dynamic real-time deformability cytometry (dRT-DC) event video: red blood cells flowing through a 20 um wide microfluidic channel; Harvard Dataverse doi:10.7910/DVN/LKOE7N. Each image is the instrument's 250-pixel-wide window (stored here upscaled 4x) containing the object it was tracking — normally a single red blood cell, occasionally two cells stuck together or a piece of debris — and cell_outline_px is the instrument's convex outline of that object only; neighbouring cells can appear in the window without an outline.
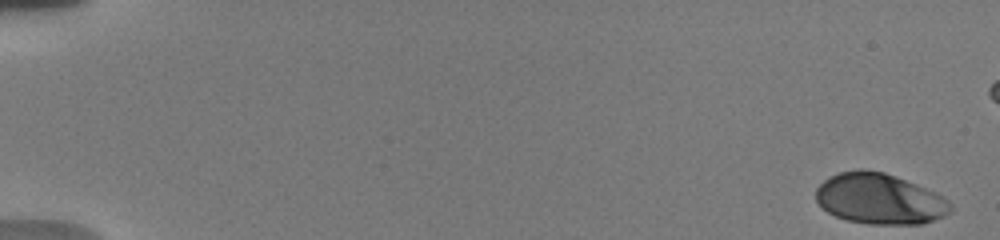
{"species": "human", "species_latin": "Homo sapiens", "temperature_condition": "warm", "stored_images_in_passage": 9, "segment_of_instrument_passage": [1, 2], "camera_frame_rate_fps": 3000, "um_per_image_px": 0.085, "donor": {"sex": "male"}, "frame": {"image": 1, "passage_image": 1, "time_ms": 0.0, "image_size_px": [1000, 240], "cell_outline_px": [[952, 212], [944, 216], [920, 224], [868, 224], [844, 220], [820, 208], [816, 200], [816, 188], [828, 176], [840, 172], [860, 168], [884, 172], [896, 176], [916, 184], [944, 196], [952, 204]], "centroid_in_image_um": [74.75, 16.9], "position_along_channel_um": 10.3, "area_um2": 40.17}}
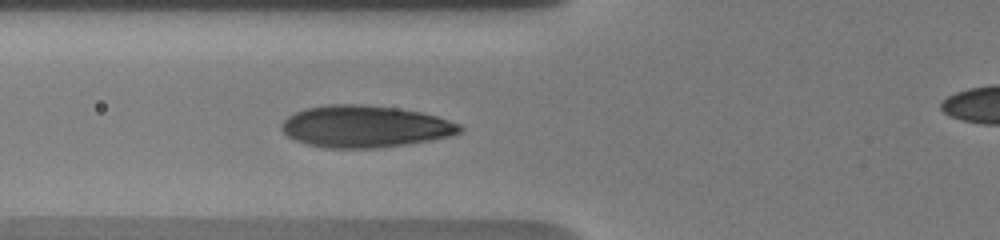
{"frame": {"image": 2, "passage_image": 8, "time_ms": 7.0, "image_size_px": [1000, 240], "cell_outline_px": [[464, 128], [460, 132], [448, 136], [432, 140], [380, 148], [324, 148], [308, 144], [296, 140], [288, 136], [280, 128], [280, 124], [288, 116], [304, 108], [328, 104], [360, 104], [396, 108], [420, 112], [436, 116], [460, 124]], "centroid_in_image_um": [31.0, 10.75], "position_along_channel_um": 94.8, "area_um2": 43.52}}